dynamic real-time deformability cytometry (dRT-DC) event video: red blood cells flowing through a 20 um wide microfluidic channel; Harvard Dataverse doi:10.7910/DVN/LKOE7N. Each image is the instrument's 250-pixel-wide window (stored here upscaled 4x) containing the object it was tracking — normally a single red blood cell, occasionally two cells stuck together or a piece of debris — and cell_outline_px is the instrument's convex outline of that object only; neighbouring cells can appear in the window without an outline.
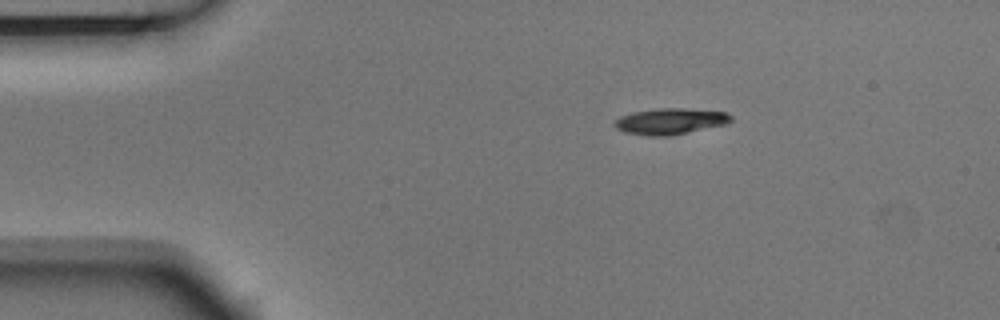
{"species": "Egyptian fruit bat (a non-hibernating species)", "species_latin": "Rousettus aegyptiacus", "temperature_condition": "room temperature", "stored_images_in_passage": 4, "camera_frame_rate_fps": 3000, "um_per_image_px": 0.085, "animal": {"sex": "male"}, "frame": {"image": 1, "passage_image": 1, "time_ms": 0.0, "image_size_px": [1000, 320], "cell_outline_px": [[732, 120], [724, 124], [688, 132], [668, 136], [648, 136], [624, 132], [616, 128], [612, 124], [620, 116], [632, 112], [660, 108], [684, 108], [728, 112], [732, 116]], "centroid_in_image_um": [56.94, 10.3], "position_along_channel_um": 28.1, "area_um2": 17.69}}
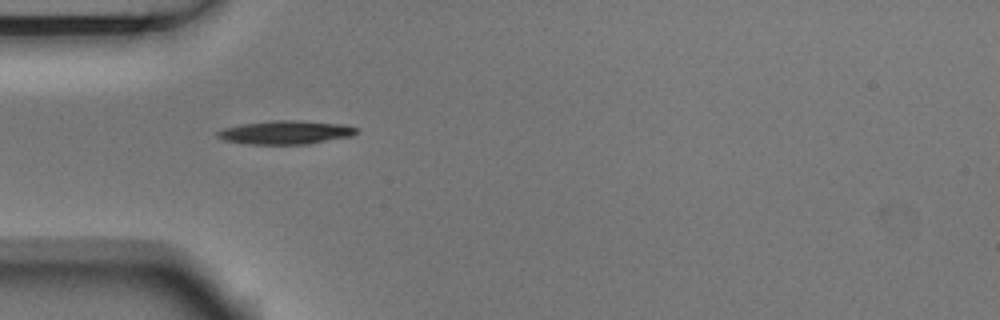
{"frame": {"image": 2, "passage_image": 3, "time_ms": 0.667, "image_size_px": [1000, 320], "cell_outline_px": [[360, 128], [352, 136], [308, 144], [248, 144], [224, 140], [216, 136], [216, 132], [224, 128], [240, 124], [272, 120], [296, 120], [344, 124]], "centroid_in_image_um": [24.29, 11.25], "position_along_channel_um": 60.7, "area_um2": 19.19}}
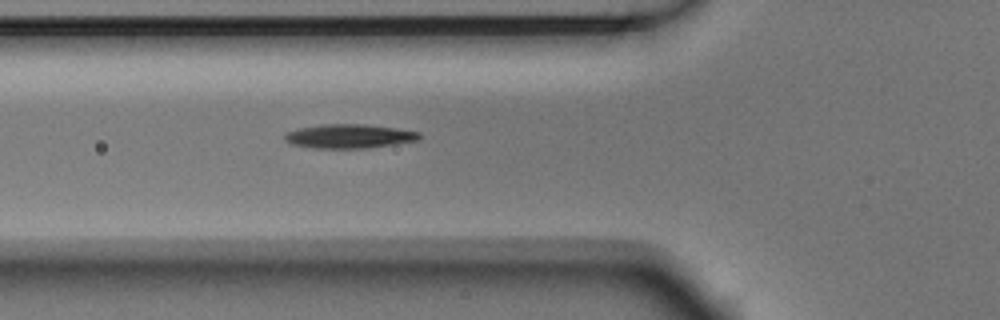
{"frame": {"image": 3, "passage_image": 4, "time_ms": 1.0, "image_size_px": [1000, 320], "cell_outline_px": [[420, 136], [416, 140], [368, 148], [312, 148], [288, 144], [284, 140], [284, 136], [288, 132], [300, 128], [320, 124], [364, 124], [396, 128], [420, 132]], "centroid_in_image_um": [29.62, 11.58], "position_along_channel_um": 96.2, "area_um2": 18.79}}